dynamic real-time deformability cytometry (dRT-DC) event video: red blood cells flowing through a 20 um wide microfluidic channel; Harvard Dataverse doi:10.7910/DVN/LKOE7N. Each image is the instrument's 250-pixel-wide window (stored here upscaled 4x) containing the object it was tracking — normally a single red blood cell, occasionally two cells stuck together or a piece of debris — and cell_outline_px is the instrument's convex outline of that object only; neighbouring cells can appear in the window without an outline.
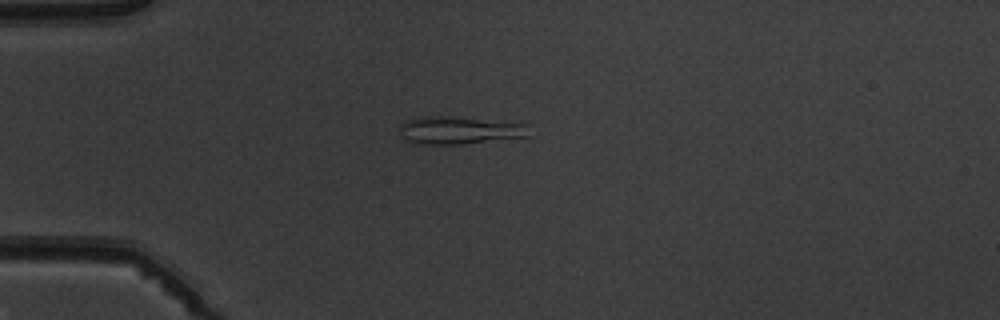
{"species": "common noctule bat (a hibernating species)", "species_latin": "Nyctalus noctula", "temperature_condition": "warm", "stored_images_in_passage": 5, "camera_frame_rate_fps": 3000, "um_per_image_px": 0.085, "animal": {"sex": "male", "body_mass_g": 19.5, "forearm_length_mm": 54.6}, "frame": {"image": 1, "passage_image": 3, "time_ms": 2.333, "image_size_px": [1000, 320], "cell_outline_px": [[528, 136], [464, 144], [424, 144], [408, 140], [400, 136], [400, 124], [408, 120], [424, 116], [448, 116], [528, 124]], "centroid_in_image_um": [39.03, 11.07], "position_along_channel_um": 46.0, "area_um2": 20.58}}
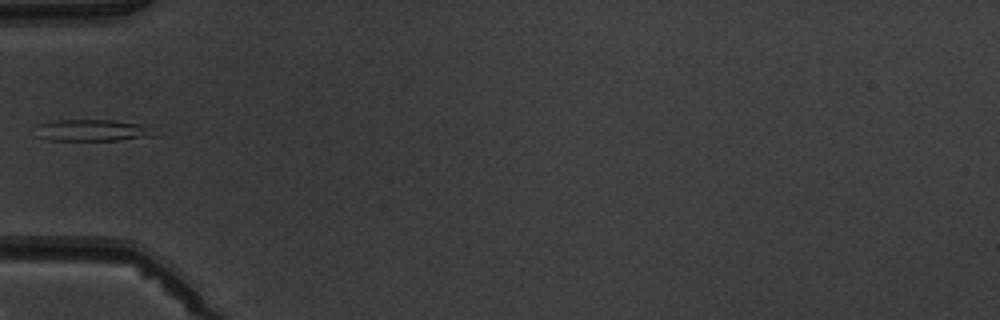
{"frame": {"image": 2, "passage_image": 4, "time_ms": 3.667, "image_size_px": [1000, 320], "cell_outline_px": [[156, 136], [120, 140], [48, 140], [36, 136], [36, 124], [52, 120], [112, 120], [148, 124]], "centroid_in_image_um": [7.85, 11.07], "position_along_channel_um": 77.2, "area_um2": 15.32}}
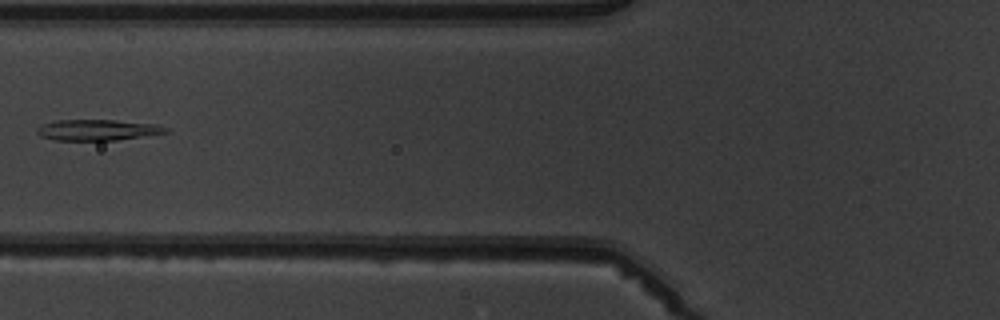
{"frame": {"image": 3, "passage_image": 5, "time_ms": 4.667, "image_size_px": [1000, 320], "cell_outline_px": [[168, 132], [116, 140], [56, 140], [40, 136], [36, 132], [36, 128], [44, 124], [56, 120], [112, 120], [156, 124], [168, 128]], "centroid_in_image_um": [8.26, 11.04], "position_along_channel_um": 117.5, "area_um2": 15.49}}